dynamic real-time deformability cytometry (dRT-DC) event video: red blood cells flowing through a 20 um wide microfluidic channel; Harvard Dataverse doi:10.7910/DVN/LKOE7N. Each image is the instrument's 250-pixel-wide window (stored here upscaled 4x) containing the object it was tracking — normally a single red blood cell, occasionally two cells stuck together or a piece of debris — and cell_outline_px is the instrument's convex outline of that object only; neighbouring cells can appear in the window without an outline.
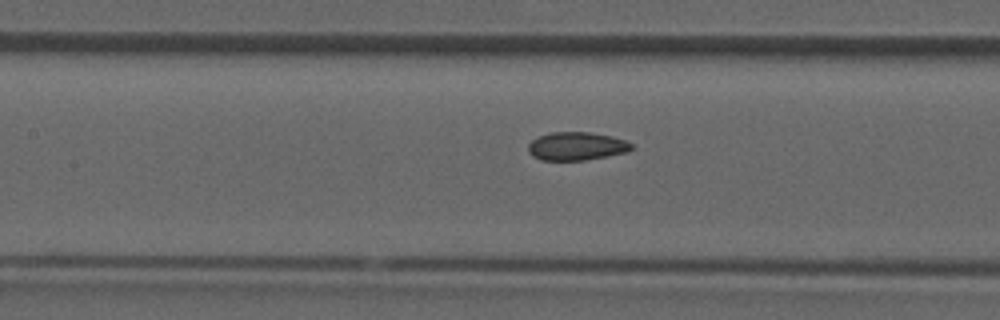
{"species": "common noctule bat (a hibernating species)", "species_latin": "Nyctalus noctula", "temperature_condition": "room temperature", "stored_images_in_passage": 40, "camera_frame_rate_fps": 3000, "um_per_image_px": 0.085, "animal": {"sex": "male", "forearm_length_mm": 52.5}, "frame": {"image": 1, "passage_image": 18, "time_ms": 5.667, "image_size_px": [1000, 320], "cell_outline_px": [[632, 148], [628, 152], [608, 156], [584, 160], [540, 160], [532, 156], [528, 152], [528, 144], [532, 140], [540, 136], [552, 132], [592, 132], [612, 136], [624, 140], [632, 144]], "centroid_in_image_um": [49.0, 12.43], "position_along_channel_um": 158.4, "area_um2": 17.05}}